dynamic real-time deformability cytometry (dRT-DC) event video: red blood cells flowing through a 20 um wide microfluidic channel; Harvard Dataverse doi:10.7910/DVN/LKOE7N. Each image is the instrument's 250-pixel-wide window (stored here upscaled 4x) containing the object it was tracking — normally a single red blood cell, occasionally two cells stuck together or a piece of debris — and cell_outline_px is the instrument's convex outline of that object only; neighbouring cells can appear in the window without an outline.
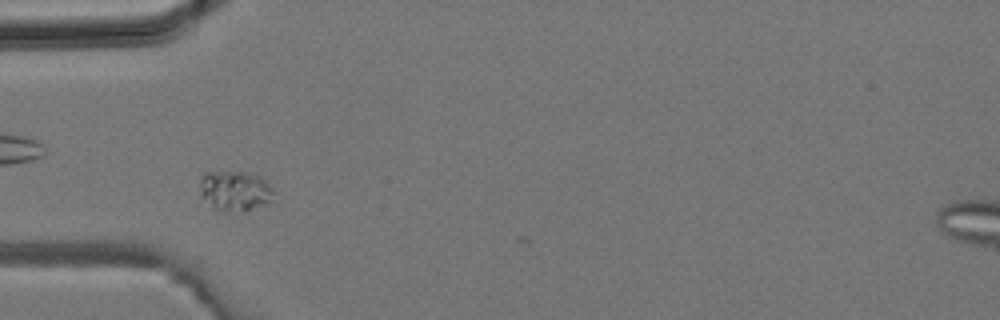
{"species": "common noctule bat (a hibernating species)", "species_latin": "Nyctalus noctula", "temperature_condition": "room temperature", "stored_images_in_passage": 26, "camera_frame_rate_fps": 3000, "um_per_image_px": 0.085, "animal": {"sex": "male", "body_mass_g": 19.2, "forearm_length_mm": 51.8}, "frame": {"image": 1, "passage_image": 1, "time_ms": 0.0, "image_size_px": [1000, 320], "cell_outline_px": [[272, 192], [268, 200], [264, 204], [244, 212], [212, 208], [200, 196], [200, 176], [204, 172], [240, 172], [260, 176], [272, 188]], "centroid_in_image_um": [19.89, 16.21], "position_along_channel_um": 65.1, "area_um2": 16.94}}
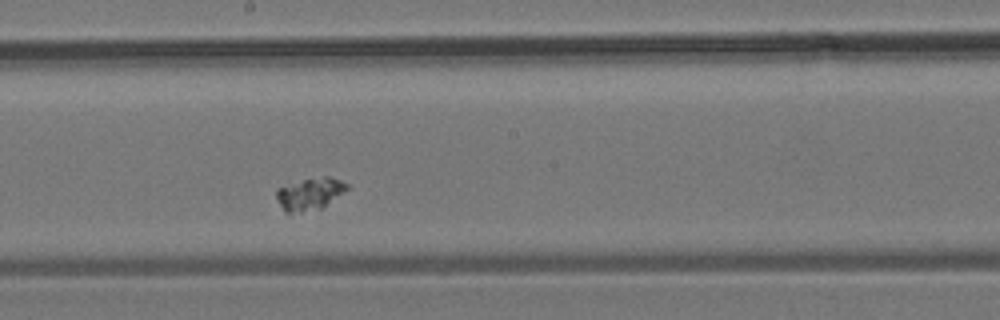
{"frame": {"image": 2, "passage_image": 10, "time_ms": 3.0, "image_size_px": [1000, 320], "cell_outline_px": [[348, 188], [320, 208], [288, 216], [284, 212], [276, 196], [276, 188], [304, 180], [324, 176], [328, 176], [340, 180], [348, 184]], "centroid_in_image_um": [26.27, 16.51], "position_along_channel_um": 221.9, "area_um2": 13.06}}
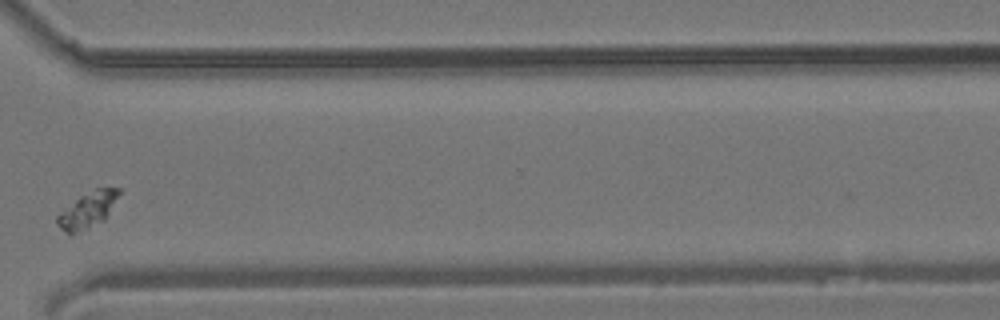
{"frame": {"image": 3, "passage_image": 18, "time_ms": 5.667, "image_size_px": [1000, 320], "cell_outline_px": [[124, 188], [104, 220], [72, 236], [68, 236], [56, 224], [56, 216], [60, 212], [80, 196], [96, 188]], "centroid_in_image_um": [7.44, 17.88], "position_along_channel_um": 363.2, "area_um2": 13.06}}